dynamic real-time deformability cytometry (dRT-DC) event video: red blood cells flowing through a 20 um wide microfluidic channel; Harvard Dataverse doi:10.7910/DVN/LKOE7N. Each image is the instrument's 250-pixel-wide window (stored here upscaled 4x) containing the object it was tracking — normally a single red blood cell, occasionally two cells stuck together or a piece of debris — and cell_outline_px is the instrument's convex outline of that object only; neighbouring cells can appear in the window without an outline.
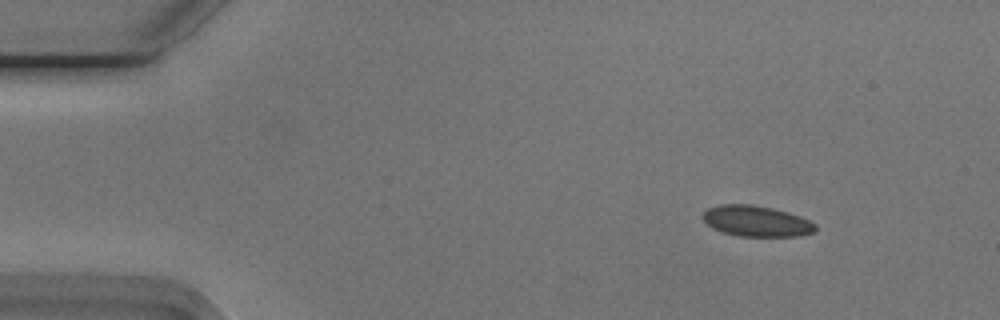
{"species": "Egyptian fruit bat (a non-hibernating species)", "species_latin": "Rousettus aegyptiacus", "temperature_condition": "cold", "stored_images_in_passage": 48, "camera_frame_rate_fps": 3000, "um_per_image_px": 0.085, "animal": {"sex": "male"}, "frame": {"image": 1, "passage_image": 1, "time_ms": 0.0, "image_size_px": [1000, 320], "cell_outline_px": [[816, 232], [800, 236], [736, 236], [720, 232], [712, 228], [704, 220], [704, 212], [708, 208], [720, 204], [752, 204], [772, 208], [788, 212], [800, 216], [816, 224]], "centroid_in_image_um": [64.31, 18.8], "position_along_channel_um": 20.7, "area_um2": 20.35}}
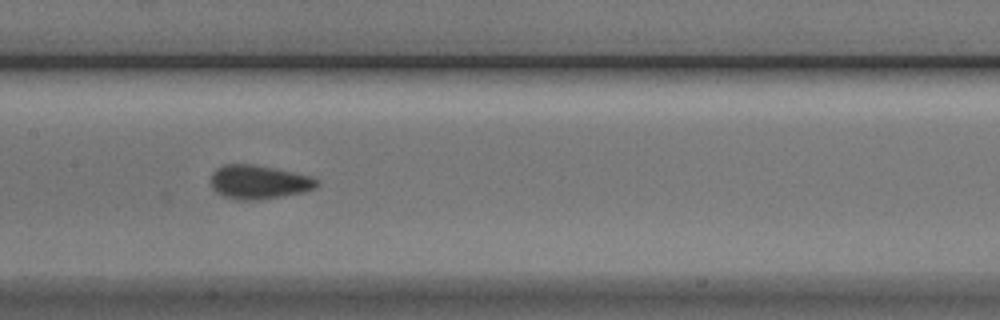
{"frame": {"image": 2, "passage_image": 21, "time_ms": 6.667, "image_size_px": [1000, 320], "cell_outline_px": [[320, 184], [316, 188], [304, 192], [256, 200], [240, 200], [220, 196], [212, 188], [212, 172], [216, 168], [224, 164], [252, 164], [276, 168], [312, 176], [320, 180]], "centroid_in_image_um": [22.02, 15.47], "position_along_channel_um": 185.4, "area_um2": 21.15}}
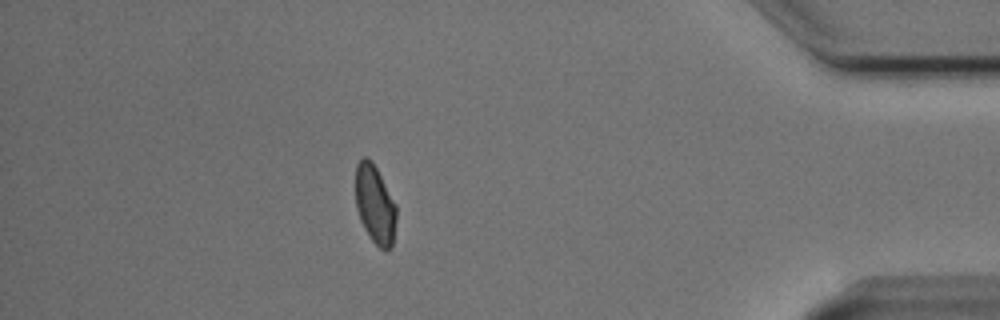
{"frame": {"image": 3, "passage_image": 42, "time_ms": 13.667, "image_size_px": [1000, 320], "cell_outline_px": [[396, 220], [392, 248], [380, 248], [372, 240], [364, 228], [360, 220], [356, 208], [356, 164], [364, 156], [368, 156], [372, 160], [396, 204]], "centroid_in_image_um": [31.87, 17.35], "position_along_channel_um": 403.3, "area_um2": 18.67}, "authors_computed_cell_mechanics": {"area_um2": 20.2589, "velocity_mm_per_s": 3.7583, "shape_relaxation_time_tau1_ms": 4.2712, "shape_relaxation_time_tau2_ms": null, "deformation_change_tau1": 0.077, "deformation_change_tau2": null}}